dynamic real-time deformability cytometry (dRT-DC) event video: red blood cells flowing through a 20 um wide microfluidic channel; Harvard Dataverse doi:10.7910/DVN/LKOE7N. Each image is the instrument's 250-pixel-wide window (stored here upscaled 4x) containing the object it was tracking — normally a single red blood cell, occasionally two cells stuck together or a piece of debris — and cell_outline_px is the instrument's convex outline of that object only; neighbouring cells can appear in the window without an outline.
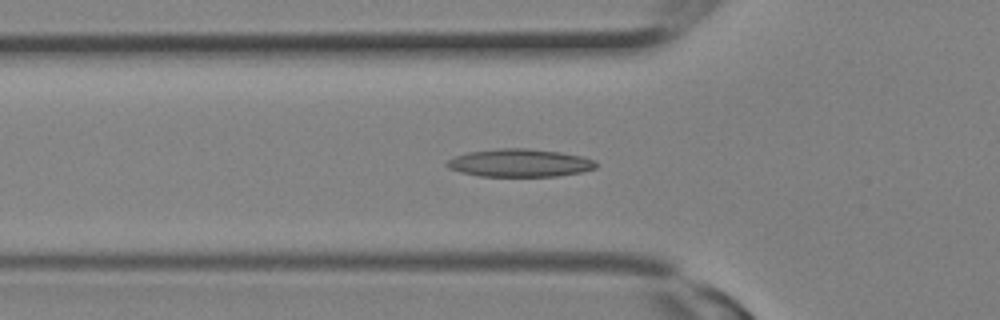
{"species": "Egyptian fruit bat (a non-hibernating species)", "species_latin": "Rousettus aegyptiacus", "temperature_condition": "room temperature", "stored_images_in_passage": 11, "camera_frame_rate_fps": 3000, "um_per_image_px": 0.085, "animal": {"sex": "female"}, "frame": {"image": 1, "passage_image": 5, "time_ms": 1.333, "image_size_px": [1000, 320], "cell_outline_px": [[600, 164], [596, 168], [580, 172], [556, 176], [480, 176], [460, 172], [448, 168], [444, 164], [448, 160], [456, 156], [468, 152], [496, 148], [528, 148], [560, 152], [580, 156], [596, 160]], "centroid_in_image_um": [44.18, 13.84], "position_along_channel_um": 81.6, "area_um2": 24.33}}
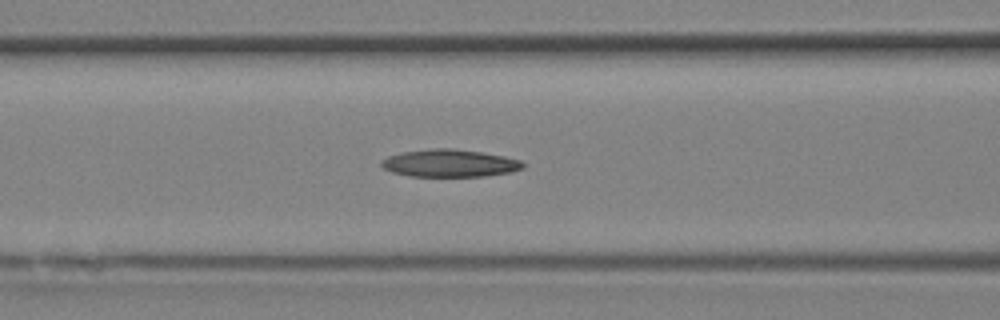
{"frame": {"image": 2, "passage_image": 7, "time_ms": 2.0, "image_size_px": [1000, 320], "cell_outline_px": [[524, 168], [512, 172], [484, 176], [408, 176], [392, 172], [384, 168], [380, 164], [388, 156], [404, 152], [432, 148], [452, 148], [480, 152], [504, 156], [520, 160], [524, 164]], "centroid_in_image_um": [38.25, 13.87], "position_along_channel_um": 128.4, "area_um2": 22.54}}
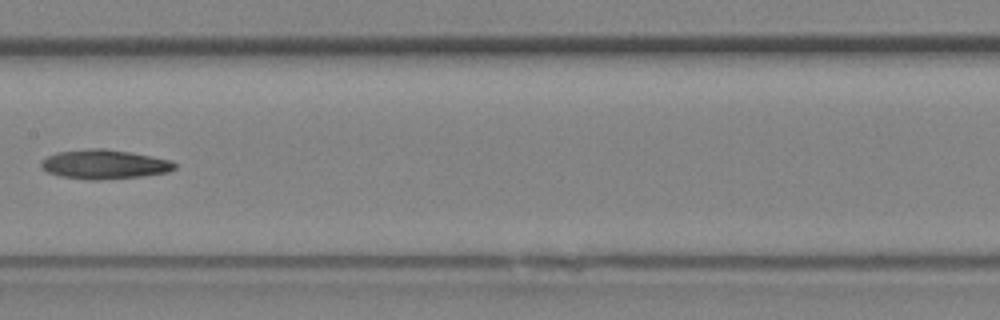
{"frame": {"image": 3, "passage_image": 10, "time_ms": 3.0, "image_size_px": [1000, 320], "cell_outline_px": [[176, 168], [168, 172], [140, 176], [100, 180], [88, 180], [60, 176], [48, 172], [40, 164], [40, 160], [56, 152], [88, 148], [104, 148], [128, 152], [172, 160], [176, 164]], "centroid_in_image_um": [8.85, 13.96], "position_along_channel_um": 198.5, "area_um2": 22.77}}